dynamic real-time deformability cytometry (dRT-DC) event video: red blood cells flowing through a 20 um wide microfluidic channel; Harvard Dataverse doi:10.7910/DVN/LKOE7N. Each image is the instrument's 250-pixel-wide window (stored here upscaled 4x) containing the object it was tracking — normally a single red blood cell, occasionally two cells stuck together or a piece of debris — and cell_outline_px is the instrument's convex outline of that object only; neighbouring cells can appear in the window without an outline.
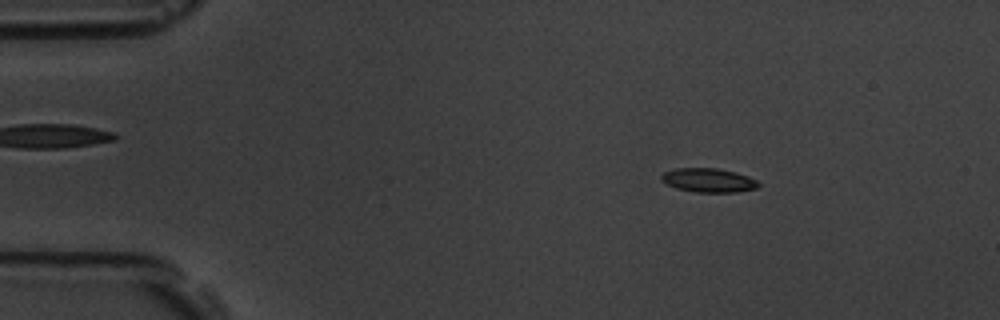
{"species": "common noctule bat (a hibernating species)", "species_latin": "Nyctalus noctula", "temperature_condition": "room temperature", "stored_images_in_passage": 55, "camera_frame_rate_fps": 3000, "um_per_image_px": 0.085, "animal": {"sex": "male", "body_mass_g": 19.5, "forearm_length_mm": 54.6}, "frame": {"image": 1, "passage_image": 8, "time_ms": 2.333, "image_size_px": [1000, 320], "cell_outline_px": [[760, 184], [756, 188], [736, 192], [696, 192], [676, 188], [668, 184], [660, 176], [664, 172], [676, 168], [720, 168], [736, 172], [748, 176], [756, 180]], "centroid_in_image_um": [60.25, 15.31], "position_along_channel_um": 24.8, "area_um2": 13.47}}
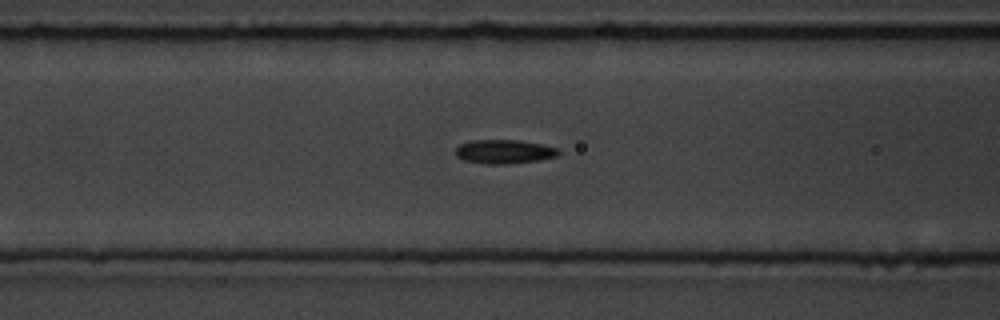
{"frame": {"image": 2, "passage_image": 22, "time_ms": 7.0, "image_size_px": [1000, 320], "cell_outline_px": [[560, 152], [556, 156], [536, 160], [508, 164], [488, 164], [464, 160], [456, 156], [456, 148], [460, 144], [472, 140], [520, 140], [540, 144], [556, 148]], "centroid_in_image_um": [42.82, 12.88], "position_along_channel_um": 123.8, "area_um2": 14.16}}
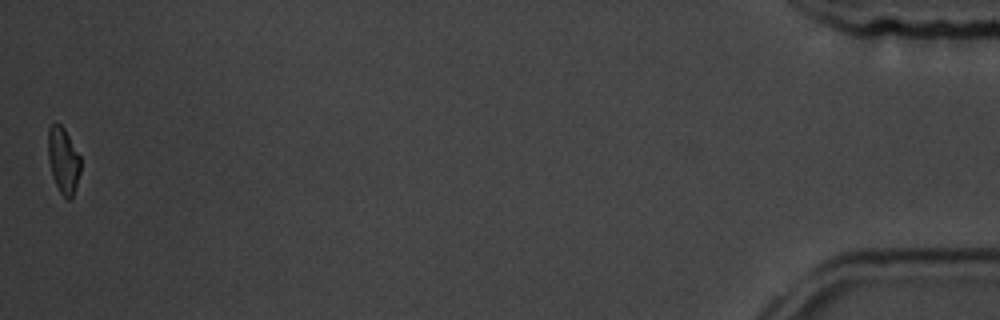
{"frame": {"image": 3, "passage_image": 55, "time_ms": 18.0, "image_size_px": [1000, 320], "cell_outline_px": [[80, 172], [72, 196], [68, 200], [60, 192], [52, 176], [48, 156], [48, 128], [56, 120], [64, 128], [80, 156]], "centroid_in_image_um": [5.36, 13.58], "position_along_channel_um": 429.8, "area_um2": 12.37}, "authors_computed_cell_mechanics": {"area_um2": 13.6986, "velocity_mm_per_s": 3.669, "shape_relaxation_time_tau1_ms": 5.9375, "shape_relaxation_time_tau2_ms": 3.1419, "deformation_change_tau1": 0.1352, "deformation_change_tau2": 0.1033}}